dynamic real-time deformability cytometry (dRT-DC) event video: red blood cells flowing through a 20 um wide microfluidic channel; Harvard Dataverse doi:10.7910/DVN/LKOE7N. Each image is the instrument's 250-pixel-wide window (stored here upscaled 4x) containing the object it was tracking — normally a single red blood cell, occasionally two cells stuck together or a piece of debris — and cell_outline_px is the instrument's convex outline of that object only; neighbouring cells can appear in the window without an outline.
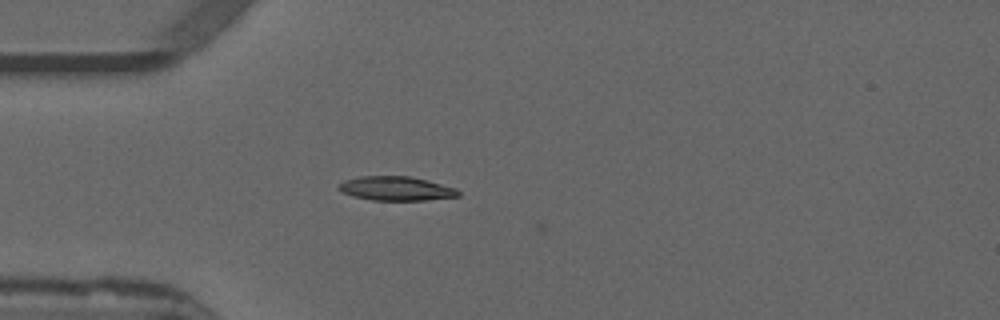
{"species": "common noctule bat (a hibernating species)", "species_latin": "Nyctalus noctula", "temperature_condition": "warm", "stored_images_in_passage": 5, "camera_frame_rate_fps": 3000, "um_per_image_px": 0.085, "animal": {"sex": "male", "forearm_length_mm": 52.5}, "frame": {"image": 1, "passage_image": 3, "time_ms": 0.667, "image_size_px": [1000, 320], "cell_outline_px": [[460, 196], [428, 200], [372, 200], [352, 196], [336, 188], [344, 180], [360, 176], [408, 176], [456, 188], [460, 192]], "centroid_in_image_um": [33.65, 16.03], "position_along_channel_um": 51.3, "area_um2": 16.65}}